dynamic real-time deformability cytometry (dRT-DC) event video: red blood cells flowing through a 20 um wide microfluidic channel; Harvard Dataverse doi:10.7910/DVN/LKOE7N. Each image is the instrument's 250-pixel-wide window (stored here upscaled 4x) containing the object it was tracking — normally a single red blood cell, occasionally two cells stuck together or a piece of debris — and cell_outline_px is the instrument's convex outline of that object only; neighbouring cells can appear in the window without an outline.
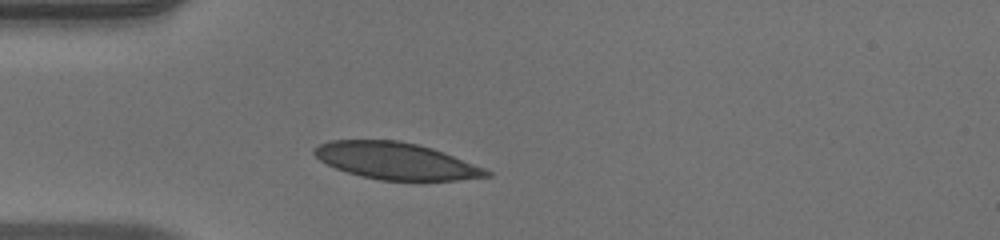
{"species": "human", "species_latin": "Homo sapiens", "temperature_condition": "warm", "stored_images_in_passage": 33, "camera_frame_rate_fps": 3000, "um_per_image_px": 0.085, "donor": {"sex": "male"}, "frame": {"image": 1, "passage_image": 1, "time_ms": 0.0, "image_size_px": [1000, 240], "cell_outline_px": [[492, 176], [460, 180], [380, 180], [360, 176], [336, 168], [320, 160], [312, 152], [312, 148], [320, 144], [332, 140], [400, 140], [432, 148], [484, 168], [492, 172]], "centroid_in_image_um": [33.65, 13.68], "position_along_channel_um": 51.4, "area_um2": 36.7}}
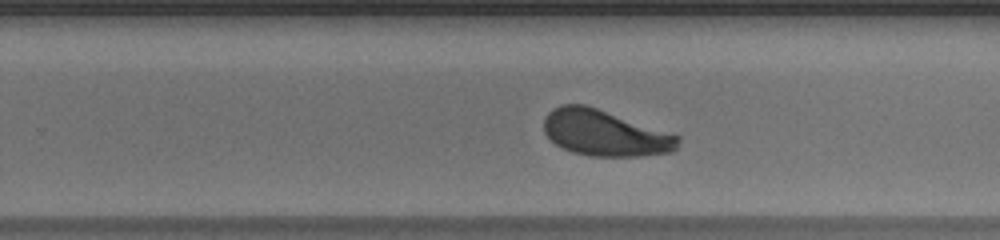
{"frame": {"image": 2, "passage_image": 19, "time_ms": 6.0, "image_size_px": [1000, 240], "cell_outline_px": [[680, 140], [676, 148], [672, 152], [640, 156], [588, 156], [572, 152], [556, 144], [544, 132], [544, 116], [552, 108], [560, 104], [584, 104], [680, 136]], "centroid_in_image_um": [51.38, 11.31], "position_along_channel_um": 278.4, "area_um2": 35.72}}
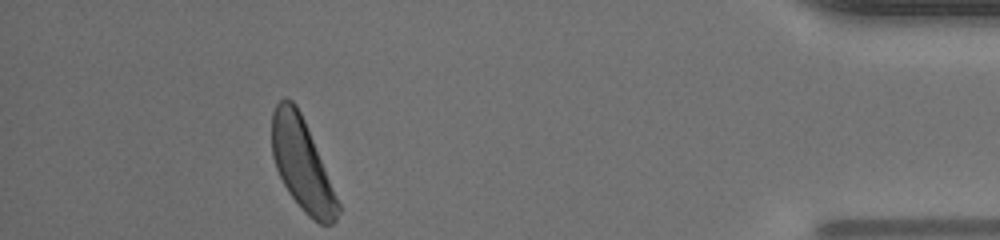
{"frame": {"image": 3, "passage_image": 33, "time_ms": 10.667, "image_size_px": [1000, 240], "cell_outline_px": [[340, 212], [336, 220], [332, 224], [320, 224], [308, 216], [304, 212], [288, 192], [276, 168], [272, 156], [272, 112], [276, 104], [284, 96], [288, 96], [296, 104], [304, 120], [340, 204]], "centroid_in_image_um": [25.65, 13.96], "position_along_channel_um": 409.5, "area_um2": 34.91}, "authors_computed_cell_mechanics": {"area_um2": 36.8186, "velocity_mm_per_s": 3.9768, "shape_relaxation_time_tau1_ms": 3.7013, "shape_relaxation_time_tau2_ms": null, "deformation_change_tau1": 0.1486, "deformation_change_tau2": null}}